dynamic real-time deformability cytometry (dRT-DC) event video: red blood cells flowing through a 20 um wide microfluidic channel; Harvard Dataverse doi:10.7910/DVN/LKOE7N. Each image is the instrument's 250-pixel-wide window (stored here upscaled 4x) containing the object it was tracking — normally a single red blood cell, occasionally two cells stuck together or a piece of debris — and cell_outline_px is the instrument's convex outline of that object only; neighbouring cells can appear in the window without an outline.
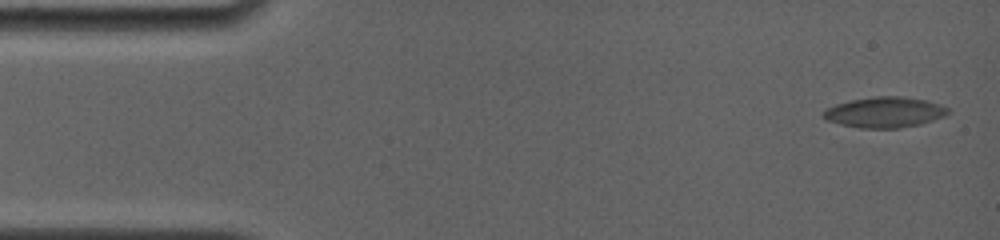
{"species": "common noctule bat (a hibernating species)", "species_latin": "Nyctalus noctula", "temperature_condition": "room temperature", "stored_images_in_passage": 46, "camera_frame_rate_fps": 4000, "um_per_image_px": 0.085, "animal": {"sex": "female", "body_mass_g": 19.0, "forearm_length_mm": 56.7}, "frame": {"image": 1, "passage_image": 1, "time_ms": 0.0, "image_size_px": [1000, 240], "cell_outline_px": [[948, 112], [944, 116], [920, 124], [900, 128], [860, 128], [840, 124], [824, 120], [820, 116], [828, 108], [836, 104], [852, 100], [876, 96], [900, 96], [928, 100], [940, 104], [948, 108]], "centroid_in_image_um": [75.18, 9.54], "position_along_channel_um": 9.8, "area_um2": 22.2}}
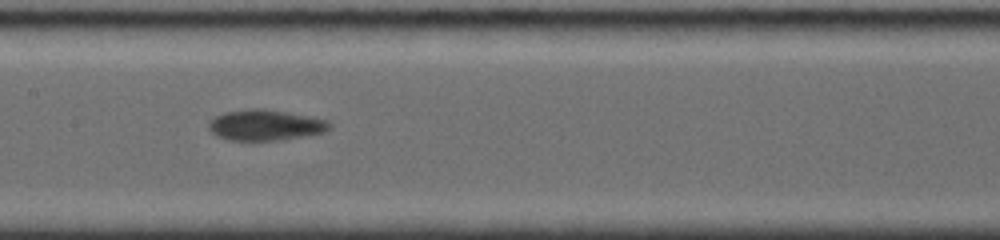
{"frame": {"image": 2, "passage_image": 20, "time_ms": 7.75, "image_size_px": [1000, 240], "cell_outline_px": [[332, 128], [324, 132], [304, 136], [280, 140], [228, 140], [216, 136], [208, 128], [208, 124], [216, 116], [224, 112], [252, 108], [264, 108], [288, 112], [328, 120], [332, 124]], "centroid_in_image_um": [22.57, 10.63], "position_along_channel_um": 184.8, "area_um2": 21.73}}
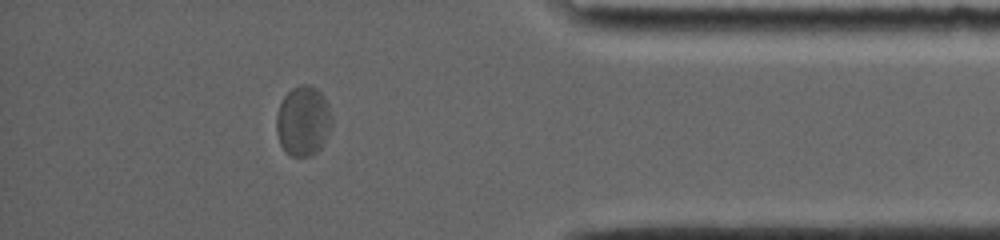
{"frame": {"image": 3, "passage_image": 39, "time_ms": 14.25, "image_size_px": [1000, 240], "cell_outline_px": [[332, 124], [320, 148], [312, 156], [292, 156], [284, 152], [280, 144], [276, 132], [276, 116], [280, 104], [284, 96], [292, 88], [300, 84], [312, 84], [324, 96], [328, 104], [332, 116]], "centroid_in_image_um": [25.76, 10.27], "position_along_channel_um": 409.4, "area_um2": 22.77}}